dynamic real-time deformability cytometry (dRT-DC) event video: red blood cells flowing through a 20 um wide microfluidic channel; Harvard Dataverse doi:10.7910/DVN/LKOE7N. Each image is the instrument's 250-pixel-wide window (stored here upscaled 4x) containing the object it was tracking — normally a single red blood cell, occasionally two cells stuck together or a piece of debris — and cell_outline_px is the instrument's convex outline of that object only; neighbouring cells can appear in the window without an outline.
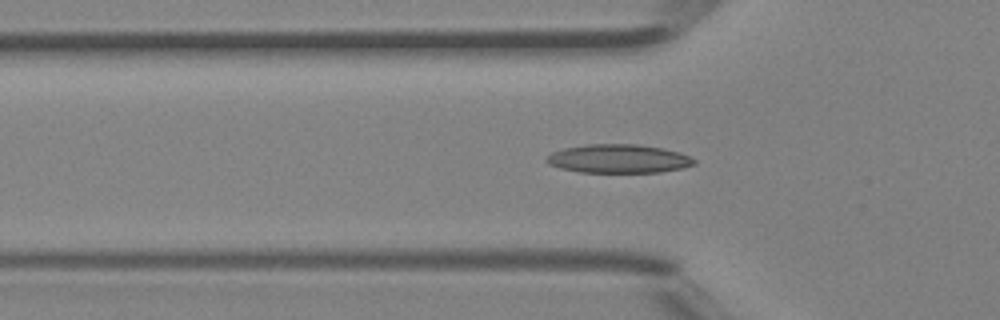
{"species": "Egyptian fruit bat (a non-hibernating species)", "species_latin": "Rousettus aegyptiacus", "temperature_condition": "room temperature", "stored_images_in_passage": 39, "camera_frame_rate_fps": 3000, "um_per_image_px": 0.085, "animal": {"sex": "female"}, "frame": {"image": 1, "passage_image": 8, "time_ms": 2.333, "image_size_px": [1000, 320], "cell_outline_px": [[696, 164], [684, 168], [660, 172], [580, 172], [560, 168], [548, 164], [544, 160], [552, 152], [564, 148], [584, 144], [636, 144], [660, 148], [680, 152], [696, 160]], "centroid_in_image_um": [52.57, 13.49], "position_along_channel_um": 73.2, "area_um2": 24.68}}
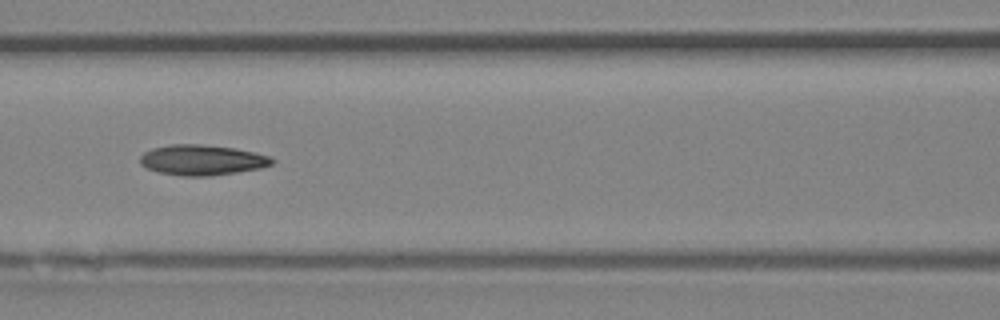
{"frame": {"image": 2, "passage_image": 13, "time_ms": 4.0, "image_size_px": [1000, 320], "cell_outline_px": [[276, 160], [272, 164], [260, 168], [212, 176], [184, 176], [160, 172], [148, 168], [140, 164], [140, 156], [144, 152], [152, 148], [172, 144], [200, 144], [232, 148], [272, 156]], "centroid_in_image_um": [17.18, 13.6], "position_along_channel_um": 149.4, "area_um2": 23.24}}
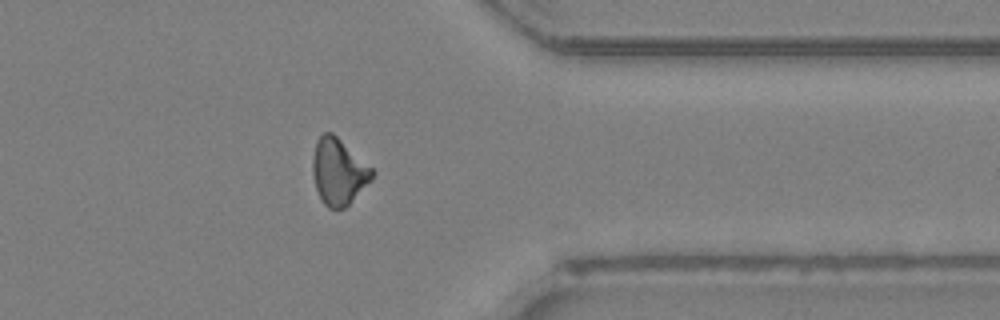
{"frame": {"image": 3, "passage_image": 29, "time_ms": 9.333, "image_size_px": [1000, 320], "cell_outline_px": [[376, 172], [372, 180], [344, 208], [328, 208], [324, 204], [316, 188], [312, 172], [312, 156], [316, 140], [324, 132], [332, 132], [372, 168]], "centroid_in_image_um": [28.77, 14.57], "position_along_channel_um": 382.6, "area_um2": 22.83}, "authors_computed_cell_mechanics": {"area_um2": 22.542, "velocity_mm_per_s": 4.5642, "shape_relaxation_time_tau1_ms": null, "shape_relaxation_time_tau2_ms": 4.774, "deformation_change_tau1": null, "deformation_change_tau2": 0.1266}}